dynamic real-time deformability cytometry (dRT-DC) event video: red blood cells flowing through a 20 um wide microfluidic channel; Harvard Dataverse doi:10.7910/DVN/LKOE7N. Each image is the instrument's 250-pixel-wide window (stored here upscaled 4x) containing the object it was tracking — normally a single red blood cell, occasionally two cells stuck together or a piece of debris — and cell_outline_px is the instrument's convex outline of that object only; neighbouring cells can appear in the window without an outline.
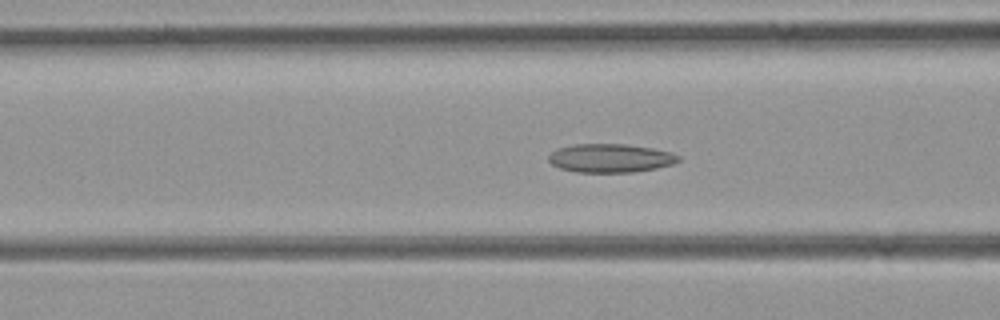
{"species": "common noctule bat (a hibernating species)", "species_latin": "Nyctalus noctula", "temperature_condition": "room temperature", "stored_images_in_passage": 50, "camera_frame_rate_fps": 3000, "um_per_image_px": 0.085, "animal": {"sex": "female", "body_mass_g": 21.9}, "frame": {"image": 1, "passage_image": 19, "time_ms": 6.0, "image_size_px": [1000, 320], "cell_outline_px": [[680, 160], [672, 164], [656, 168], [632, 172], [576, 172], [560, 168], [552, 164], [548, 160], [548, 156], [556, 148], [576, 144], [624, 144], [652, 148], [672, 152], [680, 156]], "centroid_in_image_um": [51.88, 13.44], "position_along_channel_um": 114.7, "area_um2": 21.62}}
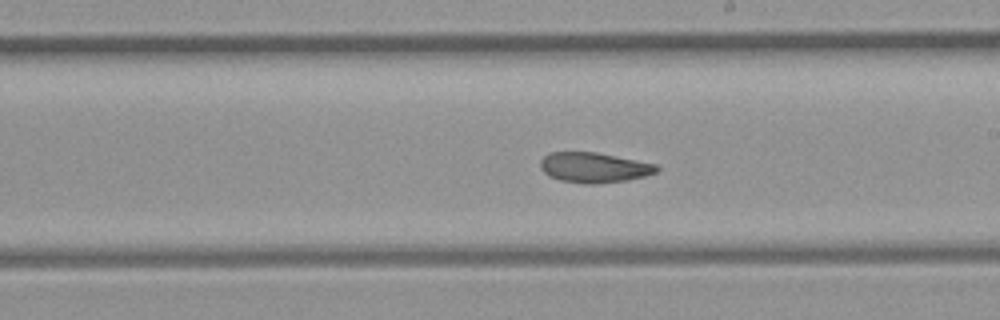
{"frame": {"image": 2, "passage_image": 28, "time_ms": 9.0, "image_size_px": [1000, 320], "cell_outline_px": [[660, 168], [656, 172], [644, 176], [628, 180], [596, 184], [584, 184], [560, 180], [548, 176], [540, 168], [540, 160], [548, 152], [596, 152], [656, 164]], "centroid_in_image_um": [50.46, 14.24], "position_along_channel_um": 238.5, "area_um2": 20.52}}
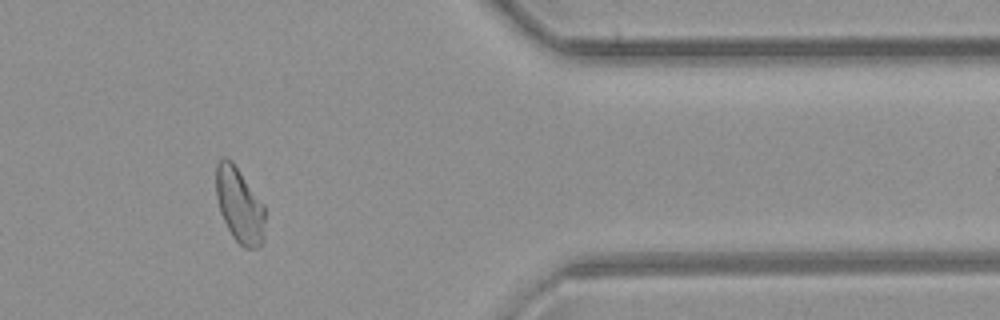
{"frame": {"image": 3, "passage_image": 41, "time_ms": 13.333, "image_size_px": [1000, 320], "cell_outline_px": [[264, 244], [256, 248], [244, 248], [232, 236], [220, 212], [216, 196], [216, 164], [224, 156], [232, 160], [264, 204]], "centroid_in_image_um": [20.36, 17.44], "position_along_channel_um": 391.0, "area_um2": 21.56}}